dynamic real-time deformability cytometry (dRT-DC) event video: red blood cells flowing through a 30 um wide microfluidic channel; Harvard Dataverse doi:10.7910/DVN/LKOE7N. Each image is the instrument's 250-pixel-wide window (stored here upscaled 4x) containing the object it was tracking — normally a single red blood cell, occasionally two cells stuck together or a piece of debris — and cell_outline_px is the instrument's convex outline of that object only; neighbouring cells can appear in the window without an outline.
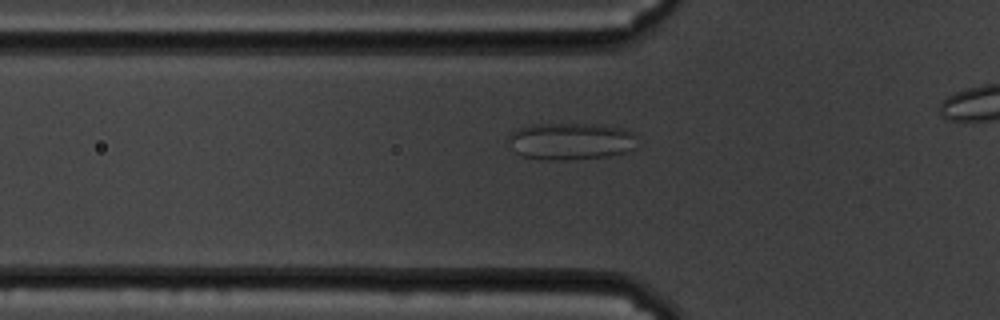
{"species": "common noctule bat (a hibernating species)", "species_latin": "Nyctalus noctula", "temperature_condition": "cold", "stored_images_in_passage": 33, "camera_frame_rate_fps": 3000, "um_per_image_px": 0.085, "animal": {"sex": "male", "body_mass_g": 19.5, "forearm_length_mm": 54.6}, "frame": {"image": 1, "passage_image": 4, "time_ms": 1.0, "image_size_px": [1000, 320], "cell_outline_px": [[636, 132], [632, 148], [628, 152], [608, 156], [564, 160], [540, 160], [520, 156], [516, 152], [508, 140], [508, 136], [512, 132], [520, 128], [532, 124], [600, 124], [620, 128]], "centroid_in_image_um": [48.49, 12.01], "position_along_channel_um": 77.3, "area_um2": 27.86}}
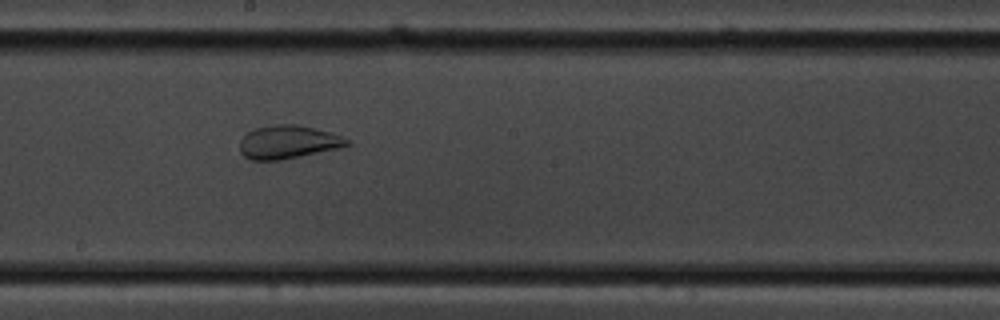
{"frame": {"image": 2, "passage_image": 17, "time_ms": 5.333, "image_size_px": [1000, 320], "cell_outline_px": [[352, 144], [340, 148], [280, 160], [252, 160], [244, 156], [240, 152], [240, 140], [248, 132], [256, 128], [276, 124], [300, 124], [328, 132], [352, 140]], "centroid_in_image_um": [24.51, 12.07], "position_along_channel_um": 223.7, "area_um2": 20.81}}
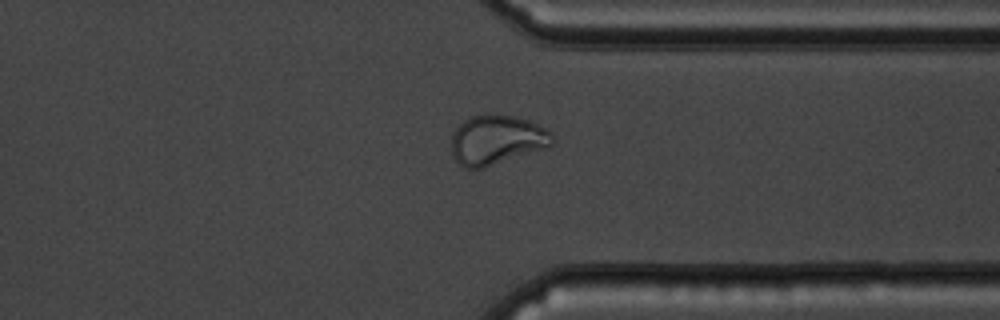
{"frame": {"image": 3, "passage_image": 30, "time_ms": 9.667, "image_size_px": [1000, 320], "cell_outline_px": [[556, 140], [548, 148], [484, 168], [464, 168], [452, 156], [452, 136], [456, 128], [464, 120], [472, 116], [516, 116], [528, 120], [552, 132]], "centroid_in_image_um": [42.26, 11.92], "position_along_channel_um": 369.1, "area_um2": 29.02}}